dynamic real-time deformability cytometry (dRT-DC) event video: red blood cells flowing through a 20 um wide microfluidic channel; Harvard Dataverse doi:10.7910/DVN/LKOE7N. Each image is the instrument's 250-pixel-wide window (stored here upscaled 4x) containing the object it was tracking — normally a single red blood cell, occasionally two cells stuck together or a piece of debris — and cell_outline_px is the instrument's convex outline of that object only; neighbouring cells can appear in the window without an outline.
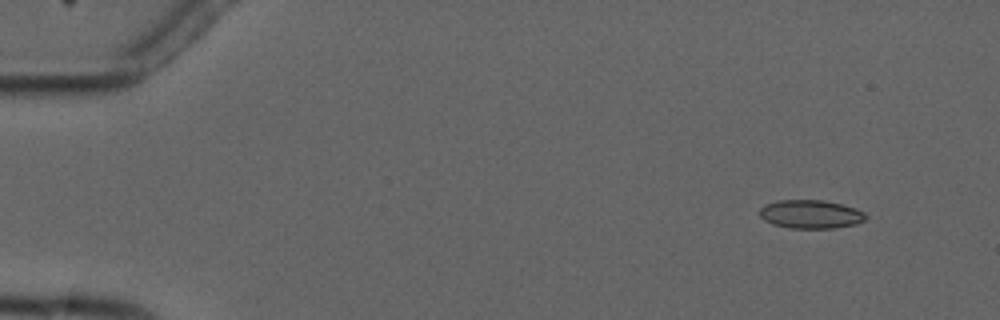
{"species": "common noctule bat (a hibernating species)", "species_latin": "Nyctalus noctula", "temperature_condition": "cold", "stored_images_in_passage": 5, "camera_frame_rate_fps": 3000, "um_per_image_px": 0.085, "animal": {"sex": "male", "forearm_length_mm": 52.5}, "frame": {"image": 1, "passage_image": 2, "time_ms": 1.0, "image_size_px": [1000, 320], "cell_outline_px": [[868, 216], [864, 220], [856, 224], [836, 228], [792, 228], [772, 224], [764, 220], [760, 216], [760, 208], [764, 204], [776, 200], [824, 200], [856, 208], [864, 212]], "centroid_in_image_um": [68.9, 18.2], "position_along_channel_um": 16.1, "area_um2": 17.74}}